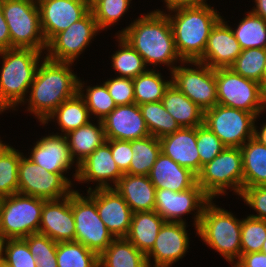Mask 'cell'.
I'll list each match as a JSON object with an SVG mask.
<instances>
[{"instance_id": "36", "label": "cell", "mask_w": 266, "mask_h": 267, "mask_svg": "<svg viewBox=\"0 0 266 267\" xmlns=\"http://www.w3.org/2000/svg\"><path fill=\"white\" fill-rule=\"evenodd\" d=\"M58 267H99L98 255L76 241L58 242Z\"/></svg>"}, {"instance_id": "17", "label": "cell", "mask_w": 266, "mask_h": 267, "mask_svg": "<svg viewBox=\"0 0 266 267\" xmlns=\"http://www.w3.org/2000/svg\"><path fill=\"white\" fill-rule=\"evenodd\" d=\"M89 197L96 203L101 220L114 238H125L130 229L132 210L114 189H88Z\"/></svg>"}, {"instance_id": "31", "label": "cell", "mask_w": 266, "mask_h": 267, "mask_svg": "<svg viewBox=\"0 0 266 267\" xmlns=\"http://www.w3.org/2000/svg\"><path fill=\"white\" fill-rule=\"evenodd\" d=\"M99 267H149L146 255L126 238H114L98 256Z\"/></svg>"}, {"instance_id": "1", "label": "cell", "mask_w": 266, "mask_h": 267, "mask_svg": "<svg viewBox=\"0 0 266 267\" xmlns=\"http://www.w3.org/2000/svg\"><path fill=\"white\" fill-rule=\"evenodd\" d=\"M71 62H57L45 57L31 84L28 110L43 124L65 100L79 92V79L71 72Z\"/></svg>"}, {"instance_id": "51", "label": "cell", "mask_w": 266, "mask_h": 267, "mask_svg": "<svg viewBox=\"0 0 266 267\" xmlns=\"http://www.w3.org/2000/svg\"><path fill=\"white\" fill-rule=\"evenodd\" d=\"M11 49V38L0 3V51Z\"/></svg>"}, {"instance_id": "48", "label": "cell", "mask_w": 266, "mask_h": 267, "mask_svg": "<svg viewBox=\"0 0 266 267\" xmlns=\"http://www.w3.org/2000/svg\"><path fill=\"white\" fill-rule=\"evenodd\" d=\"M240 196L258 212V215H250V217L266 221V185L245 187Z\"/></svg>"}, {"instance_id": "30", "label": "cell", "mask_w": 266, "mask_h": 267, "mask_svg": "<svg viewBox=\"0 0 266 267\" xmlns=\"http://www.w3.org/2000/svg\"><path fill=\"white\" fill-rule=\"evenodd\" d=\"M98 123L99 126H95L89 121L82 127L64 135L67 139L72 158L74 159L76 155L78 157L77 169L74 175L75 179L78 173V164L106 141L103 123L101 120H98Z\"/></svg>"}, {"instance_id": "9", "label": "cell", "mask_w": 266, "mask_h": 267, "mask_svg": "<svg viewBox=\"0 0 266 267\" xmlns=\"http://www.w3.org/2000/svg\"><path fill=\"white\" fill-rule=\"evenodd\" d=\"M217 104L244 110L258 117L266 103L260 83L236 74L231 68L215 69Z\"/></svg>"}, {"instance_id": "56", "label": "cell", "mask_w": 266, "mask_h": 267, "mask_svg": "<svg viewBox=\"0 0 266 267\" xmlns=\"http://www.w3.org/2000/svg\"><path fill=\"white\" fill-rule=\"evenodd\" d=\"M87 2V5L91 7L94 3H96L98 0H85Z\"/></svg>"}, {"instance_id": "55", "label": "cell", "mask_w": 266, "mask_h": 267, "mask_svg": "<svg viewBox=\"0 0 266 267\" xmlns=\"http://www.w3.org/2000/svg\"><path fill=\"white\" fill-rule=\"evenodd\" d=\"M266 86V63H265V70H264V74L262 77V88H264Z\"/></svg>"}, {"instance_id": "11", "label": "cell", "mask_w": 266, "mask_h": 267, "mask_svg": "<svg viewBox=\"0 0 266 267\" xmlns=\"http://www.w3.org/2000/svg\"><path fill=\"white\" fill-rule=\"evenodd\" d=\"M71 207L75 219V241L99 256L114 237L101 220L96 203L74 190L71 193Z\"/></svg>"}, {"instance_id": "59", "label": "cell", "mask_w": 266, "mask_h": 267, "mask_svg": "<svg viewBox=\"0 0 266 267\" xmlns=\"http://www.w3.org/2000/svg\"><path fill=\"white\" fill-rule=\"evenodd\" d=\"M261 252L266 254V239L264 240V243L262 245Z\"/></svg>"}, {"instance_id": "61", "label": "cell", "mask_w": 266, "mask_h": 267, "mask_svg": "<svg viewBox=\"0 0 266 267\" xmlns=\"http://www.w3.org/2000/svg\"><path fill=\"white\" fill-rule=\"evenodd\" d=\"M263 96H264V100H265V103H266V86L263 88Z\"/></svg>"}, {"instance_id": "10", "label": "cell", "mask_w": 266, "mask_h": 267, "mask_svg": "<svg viewBox=\"0 0 266 267\" xmlns=\"http://www.w3.org/2000/svg\"><path fill=\"white\" fill-rule=\"evenodd\" d=\"M253 113L220 104L204 111V124L218 136L225 147L240 148L254 137Z\"/></svg>"}, {"instance_id": "39", "label": "cell", "mask_w": 266, "mask_h": 267, "mask_svg": "<svg viewBox=\"0 0 266 267\" xmlns=\"http://www.w3.org/2000/svg\"><path fill=\"white\" fill-rule=\"evenodd\" d=\"M121 49L112 56L113 67L120 77L136 78L147 71L142 56L120 35H118Z\"/></svg>"}, {"instance_id": "5", "label": "cell", "mask_w": 266, "mask_h": 267, "mask_svg": "<svg viewBox=\"0 0 266 267\" xmlns=\"http://www.w3.org/2000/svg\"><path fill=\"white\" fill-rule=\"evenodd\" d=\"M210 200L204 207L197 233L230 263L241 256V224L230 212Z\"/></svg>"}, {"instance_id": "52", "label": "cell", "mask_w": 266, "mask_h": 267, "mask_svg": "<svg viewBox=\"0 0 266 267\" xmlns=\"http://www.w3.org/2000/svg\"><path fill=\"white\" fill-rule=\"evenodd\" d=\"M168 10H173L181 7H192L207 5L206 0H164Z\"/></svg>"}, {"instance_id": "46", "label": "cell", "mask_w": 266, "mask_h": 267, "mask_svg": "<svg viewBox=\"0 0 266 267\" xmlns=\"http://www.w3.org/2000/svg\"><path fill=\"white\" fill-rule=\"evenodd\" d=\"M196 145L202 166L211 162L225 148L221 140L205 124L196 127Z\"/></svg>"}, {"instance_id": "20", "label": "cell", "mask_w": 266, "mask_h": 267, "mask_svg": "<svg viewBox=\"0 0 266 267\" xmlns=\"http://www.w3.org/2000/svg\"><path fill=\"white\" fill-rule=\"evenodd\" d=\"M189 245L185 223L165 222L158 232L152 250L146 255L150 267V257L154 258V267H170L184 256Z\"/></svg>"}, {"instance_id": "16", "label": "cell", "mask_w": 266, "mask_h": 267, "mask_svg": "<svg viewBox=\"0 0 266 267\" xmlns=\"http://www.w3.org/2000/svg\"><path fill=\"white\" fill-rule=\"evenodd\" d=\"M37 3L46 43L90 10L85 0H37Z\"/></svg>"}, {"instance_id": "18", "label": "cell", "mask_w": 266, "mask_h": 267, "mask_svg": "<svg viewBox=\"0 0 266 267\" xmlns=\"http://www.w3.org/2000/svg\"><path fill=\"white\" fill-rule=\"evenodd\" d=\"M60 200H45L38 233L47 235L57 243L75 241L71 194Z\"/></svg>"}, {"instance_id": "40", "label": "cell", "mask_w": 266, "mask_h": 267, "mask_svg": "<svg viewBox=\"0 0 266 267\" xmlns=\"http://www.w3.org/2000/svg\"><path fill=\"white\" fill-rule=\"evenodd\" d=\"M22 153L7 146L0 154V198L18 193V169Z\"/></svg>"}, {"instance_id": "8", "label": "cell", "mask_w": 266, "mask_h": 267, "mask_svg": "<svg viewBox=\"0 0 266 267\" xmlns=\"http://www.w3.org/2000/svg\"><path fill=\"white\" fill-rule=\"evenodd\" d=\"M197 184L213 200L231 188L240 196L243 190V163L240 148L225 147L211 162L202 166Z\"/></svg>"}, {"instance_id": "38", "label": "cell", "mask_w": 266, "mask_h": 267, "mask_svg": "<svg viewBox=\"0 0 266 267\" xmlns=\"http://www.w3.org/2000/svg\"><path fill=\"white\" fill-rule=\"evenodd\" d=\"M266 63V48L244 49L230 67L236 74L261 84Z\"/></svg>"}, {"instance_id": "44", "label": "cell", "mask_w": 266, "mask_h": 267, "mask_svg": "<svg viewBox=\"0 0 266 267\" xmlns=\"http://www.w3.org/2000/svg\"><path fill=\"white\" fill-rule=\"evenodd\" d=\"M131 0H98L90 10L100 29L111 26L125 14Z\"/></svg>"}, {"instance_id": "43", "label": "cell", "mask_w": 266, "mask_h": 267, "mask_svg": "<svg viewBox=\"0 0 266 267\" xmlns=\"http://www.w3.org/2000/svg\"><path fill=\"white\" fill-rule=\"evenodd\" d=\"M36 259L37 267H58L56 258L57 242L47 235L33 233L23 238Z\"/></svg>"}, {"instance_id": "15", "label": "cell", "mask_w": 266, "mask_h": 267, "mask_svg": "<svg viewBox=\"0 0 266 267\" xmlns=\"http://www.w3.org/2000/svg\"><path fill=\"white\" fill-rule=\"evenodd\" d=\"M210 200L197 183L188 190L179 192L156 189L154 211L166 222L185 223L181 218L182 215L197 208L194 225L198 228L204 207Z\"/></svg>"}, {"instance_id": "23", "label": "cell", "mask_w": 266, "mask_h": 267, "mask_svg": "<svg viewBox=\"0 0 266 267\" xmlns=\"http://www.w3.org/2000/svg\"><path fill=\"white\" fill-rule=\"evenodd\" d=\"M161 152L196 175L200 172V157L196 145V127H182L159 138Z\"/></svg>"}, {"instance_id": "13", "label": "cell", "mask_w": 266, "mask_h": 267, "mask_svg": "<svg viewBox=\"0 0 266 267\" xmlns=\"http://www.w3.org/2000/svg\"><path fill=\"white\" fill-rule=\"evenodd\" d=\"M184 63H194L199 68L171 67L172 84L204 111L217 105L215 69L198 61Z\"/></svg>"}, {"instance_id": "41", "label": "cell", "mask_w": 266, "mask_h": 267, "mask_svg": "<svg viewBox=\"0 0 266 267\" xmlns=\"http://www.w3.org/2000/svg\"><path fill=\"white\" fill-rule=\"evenodd\" d=\"M82 85L84 84H82L79 80V93L86 102L89 114L91 112L98 116L99 120H102L117 107L114 99L110 96L109 91L104 83L102 86H88V88L86 89V95H84L82 92Z\"/></svg>"}, {"instance_id": "45", "label": "cell", "mask_w": 266, "mask_h": 267, "mask_svg": "<svg viewBox=\"0 0 266 267\" xmlns=\"http://www.w3.org/2000/svg\"><path fill=\"white\" fill-rule=\"evenodd\" d=\"M2 252H5L2 260L12 267H37V261L23 238L2 240Z\"/></svg>"}, {"instance_id": "24", "label": "cell", "mask_w": 266, "mask_h": 267, "mask_svg": "<svg viewBox=\"0 0 266 267\" xmlns=\"http://www.w3.org/2000/svg\"><path fill=\"white\" fill-rule=\"evenodd\" d=\"M34 163L52 173L70 169L74 160L65 136L50 135L36 142L29 156Z\"/></svg>"}, {"instance_id": "12", "label": "cell", "mask_w": 266, "mask_h": 267, "mask_svg": "<svg viewBox=\"0 0 266 267\" xmlns=\"http://www.w3.org/2000/svg\"><path fill=\"white\" fill-rule=\"evenodd\" d=\"M71 184L63 173L49 172L31 159L21 156L18 169V193L45 200H58L74 191L70 188Z\"/></svg>"}, {"instance_id": "26", "label": "cell", "mask_w": 266, "mask_h": 267, "mask_svg": "<svg viewBox=\"0 0 266 267\" xmlns=\"http://www.w3.org/2000/svg\"><path fill=\"white\" fill-rule=\"evenodd\" d=\"M114 189L124 198L133 213L155 208L156 188L149 176L125 173Z\"/></svg>"}, {"instance_id": "54", "label": "cell", "mask_w": 266, "mask_h": 267, "mask_svg": "<svg viewBox=\"0 0 266 267\" xmlns=\"http://www.w3.org/2000/svg\"><path fill=\"white\" fill-rule=\"evenodd\" d=\"M254 137L257 138L262 144L266 145V124L262 126L260 132L255 127Z\"/></svg>"}, {"instance_id": "19", "label": "cell", "mask_w": 266, "mask_h": 267, "mask_svg": "<svg viewBox=\"0 0 266 267\" xmlns=\"http://www.w3.org/2000/svg\"><path fill=\"white\" fill-rule=\"evenodd\" d=\"M225 23L221 17L213 26L204 54L198 60L212 69L230 68L242 52L232 28Z\"/></svg>"}, {"instance_id": "14", "label": "cell", "mask_w": 266, "mask_h": 267, "mask_svg": "<svg viewBox=\"0 0 266 267\" xmlns=\"http://www.w3.org/2000/svg\"><path fill=\"white\" fill-rule=\"evenodd\" d=\"M96 20L89 10L80 20L56 34L48 43L46 58L57 62H71L79 57L98 32Z\"/></svg>"}, {"instance_id": "58", "label": "cell", "mask_w": 266, "mask_h": 267, "mask_svg": "<svg viewBox=\"0 0 266 267\" xmlns=\"http://www.w3.org/2000/svg\"><path fill=\"white\" fill-rule=\"evenodd\" d=\"M0 267H12L11 265L7 264L3 260L0 261Z\"/></svg>"}, {"instance_id": "49", "label": "cell", "mask_w": 266, "mask_h": 267, "mask_svg": "<svg viewBox=\"0 0 266 267\" xmlns=\"http://www.w3.org/2000/svg\"><path fill=\"white\" fill-rule=\"evenodd\" d=\"M106 142L110 145L113 160L120 171L127 173L133 156L130 141L106 139Z\"/></svg>"}, {"instance_id": "6", "label": "cell", "mask_w": 266, "mask_h": 267, "mask_svg": "<svg viewBox=\"0 0 266 267\" xmlns=\"http://www.w3.org/2000/svg\"><path fill=\"white\" fill-rule=\"evenodd\" d=\"M37 0H8L1 3L7 22L11 49H46Z\"/></svg>"}, {"instance_id": "2", "label": "cell", "mask_w": 266, "mask_h": 267, "mask_svg": "<svg viewBox=\"0 0 266 267\" xmlns=\"http://www.w3.org/2000/svg\"><path fill=\"white\" fill-rule=\"evenodd\" d=\"M123 37L148 63L173 65L179 58L167 14L160 10L148 13L126 27ZM173 63V64H172Z\"/></svg>"}, {"instance_id": "25", "label": "cell", "mask_w": 266, "mask_h": 267, "mask_svg": "<svg viewBox=\"0 0 266 267\" xmlns=\"http://www.w3.org/2000/svg\"><path fill=\"white\" fill-rule=\"evenodd\" d=\"M148 176L156 189H168L175 192L188 190L197 183L195 173L180 166L162 152L158 155Z\"/></svg>"}, {"instance_id": "47", "label": "cell", "mask_w": 266, "mask_h": 267, "mask_svg": "<svg viewBox=\"0 0 266 267\" xmlns=\"http://www.w3.org/2000/svg\"><path fill=\"white\" fill-rule=\"evenodd\" d=\"M110 96L114 99L117 106L130 105L135 103L134 85L132 78L116 77L104 82Z\"/></svg>"}, {"instance_id": "53", "label": "cell", "mask_w": 266, "mask_h": 267, "mask_svg": "<svg viewBox=\"0 0 266 267\" xmlns=\"http://www.w3.org/2000/svg\"><path fill=\"white\" fill-rule=\"evenodd\" d=\"M256 8L252 9V13L266 20V0H255Z\"/></svg>"}, {"instance_id": "35", "label": "cell", "mask_w": 266, "mask_h": 267, "mask_svg": "<svg viewBox=\"0 0 266 267\" xmlns=\"http://www.w3.org/2000/svg\"><path fill=\"white\" fill-rule=\"evenodd\" d=\"M171 83L172 80L164 81L159 72L147 70L133 78L135 103L141 105L161 101Z\"/></svg>"}, {"instance_id": "7", "label": "cell", "mask_w": 266, "mask_h": 267, "mask_svg": "<svg viewBox=\"0 0 266 267\" xmlns=\"http://www.w3.org/2000/svg\"><path fill=\"white\" fill-rule=\"evenodd\" d=\"M44 202L45 199L20 193L0 198V239L38 233Z\"/></svg>"}, {"instance_id": "60", "label": "cell", "mask_w": 266, "mask_h": 267, "mask_svg": "<svg viewBox=\"0 0 266 267\" xmlns=\"http://www.w3.org/2000/svg\"><path fill=\"white\" fill-rule=\"evenodd\" d=\"M2 255L4 254L2 252V240L0 239V261L2 260Z\"/></svg>"}, {"instance_id": "3", "label": "cell", "mask_w": 266, "mask_h": 267, "mask_svg": "<svg viewBox=\"0 0 266 267\" xmlns=\"http://www.w3.org/2000/svg\"><path fill=\"white\" fill-rule=\"evenodd\" d=\"M168 14L177 53L184 61H198L204 54L208 37L213 26L221 18L208 5L181 7ZM177 13V14H176Z\"/></svg>"}, {"instance_id": "57", "label": "cell", "mask_w": 266, "mask_h": 267, "mask_svg": "<svg viewBox=\"0 0 266 267\" xmlns=\"http://www.w3.org/2000/svg\"><path fill=\"white\" fill-rule=\"evenodd\" d=\"M8 145H6L5 143L3 144L2 141H0V154L2 153V151L7 147Z\"/></svg>"}, {"instance_id": "29", "label": "cell", "mask_w": 266, "mask_h": 267, "mask_svg": "<svg viewBox=\"0 0 266 267\" xmlns=\"http://www.w3.org/2000/svg\"><path fill=\"white\" fill-rule=\"evenodd\" d=\"M243 188L266 185V145L253 137L240 147Z\"/></svg>"}, {"instance_id": "50", "label": "cell", "mask_w": 266, "mask_h": 267, "mask_svg": "<svg viewBox=\"0 0 266 267\" xmlns=\"http://www.w3.org/2000/svg\"><path fill=\"white\" fill-rule=\"evenodd\" d=\"M233 267H266V254L263 252L241 254Z\"/></svg>"}, {"instance_id": "27", "label": "cell", "mask_w": 266, "mask_h": 267, "mask_svg": "<svg viewBox=\"0 0 266 267\" xmlns=\"http://www.w3.org/2000/svg\"><path fill=\"white\" fill-rule=\"evenodd\" d=\"M165 222L154 210L134 212L125 238L147 255L152 250L158 232Z\"/></svg>"}, {"instance_id": "34", "label": "cell", "mask_w": 266, "mask_h": 267, "mask_svg": "<svg viewBox=\"0 0 266 267\" xmlns=\"http://www.w3.org/2000/svg\"><path fill=\"white\" fill-rule=\"evenodd\" d=\"M139 107L150 135L161 138L181 128L161 101L144 103Z\"/></svg>"}, {"instance_id": "42", "label": "cell", "mask_w": 266, "mask_h": 267, "mask_svg": "<svg viewBox=\"0 0 266 267\" xmlns=\"http://www.w3.org/2000/svg\"><path fill=\"white\" fill-rule=\"evenodd\" d=\"M266 239V221L248 216L241 224V254L261 252Z\"/></svg>"}, {"instance_id": "4", "label": "cell", "mask_w": 266, "mask_h": 267, "mask_svg": "<svg viewBox=\"0 0 266 267\" xmlns=\"http://www.w3.org/2000/svg\"><path fill=\"white\" fill-rule=\"evenodd\" d=\"M0 113L24 102L38 68L41 51L12 48L0 51Z\"/></svg>"}, {"instance_id": "33", "label": "cell", "mask_w": 266, "mask_h": 267, "mask_svg": "<svg viewBox=\"0 0 266 267\" xmlns=\"http://www.w3.org/2000/svg\"><path fill=\"white\" fill-rule=\"evenodd\" d=\"M130 143L133 156L127 174L148 176L161 153L159 138L150 135L141 139L130 140Z\"/></svg>"}, {"instance_id": "28", "label": "cell", "mask_w": 266, "mask_h": 267, "mask_svg": "<svg viewBox=\"0 0 266 267\" xmlns=\"http://www.w3.org/2000/svg\"><path fill=\"white\" fill-rule=\"evenodd\" d=\"M161 102L181 128L198 127L204 124V110L172 83L165 91Z\"/></svg>"}, {"instance_id": "37", "label": "cell", "mask_w": 266, "mask_h": 267, "mask_svg": "<svg viewBox=\"0 0 266 267\" xmlns=\"http://www.w3.org/2000/svg\"><path fill=\"white\" fill-rule=\"evenodd\" d=\"M232 31L242 50L266 48V20L262 17L249 12Z\"/></svg>"}, {"instance_id": "21", "label": "cell", "mask_w": 266, "mask_h": 267, "mask_svg": "<svg viewBox=\"0 0 266 267\" xmlns=\"http://www.w3.org/2000/svg\"><path fill=\"white\" fill-rule=\"evenodd\" d=\"M101 121L106 139L130 141L150 136L136 103L117 106Z\"/></svg>"}, {"instance_id": "22", "label": "cell", "mask_w": 266, "mask_h": 267, "mask_svg": "<svg viewBox=\"0 0 266 267\" xmlns=\"http://www.w3.org/2000/svg\"><path fill=\"white\" fill-rule=\"evenodd\" d=\"M123 173L113 160L110 145L105 141L87 158L78 164L77 181H98L95 189L113 188L107 183L112 180L115 186Z\"/></svg>"}, {"instance_id": "32", "label": "cell", "mask_w": 266, "mask_h": 267, "mask_svg": "<svg viewBox=\"0 0 266 267\" xmlns=\"http://www.w3.org/2000/svg\"><path fill=\"white\" fill-rule=\"evenodd\" d=\"M55 117L62 132H65L64 135L82 127L90 120L86 102L79 92L72 98L62 102L43 124H48V121Z\"/></svg>"}]
</instances>
